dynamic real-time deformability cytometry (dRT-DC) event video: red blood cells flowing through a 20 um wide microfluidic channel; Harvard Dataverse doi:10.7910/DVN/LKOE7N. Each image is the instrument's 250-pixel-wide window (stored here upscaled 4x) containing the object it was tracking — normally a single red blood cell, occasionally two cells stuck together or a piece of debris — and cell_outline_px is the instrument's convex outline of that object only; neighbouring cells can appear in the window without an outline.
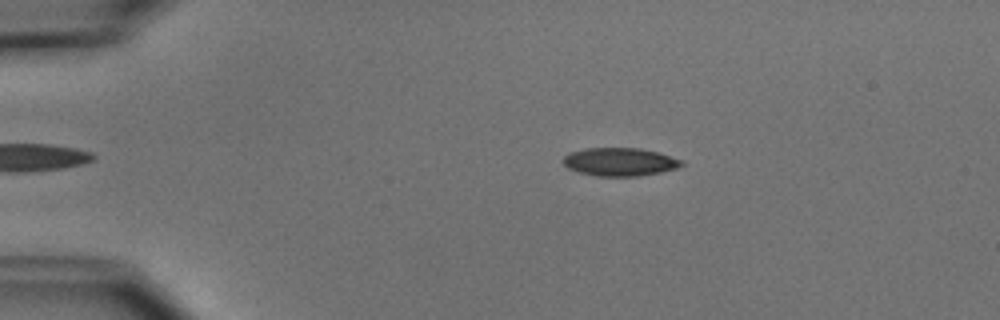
{"species": "common noctule bat (a hibernating species)", "species_latin": "Nyctalus noctula", "temperature_condition": "cold", "stored_images_in_passage": 4, "camera_frame_rate_fps": 3000, "um_per_image_px": 0.085, "animal": {"sex": "male", "body_mass_g": 15.6}, "frame": {"image": 1, "passage_image": 3, "time_ms": 2.333, "image_size_px": [1000, 320], "cell_outline_px": [[684, 164], [676, 168], [660, 172], [640, 176], [596, 176], [580, 172], [568, 168], [560, 160], [564, 156], [572, 152], [588, 148], [640, 148], [660, 152], [684, 160]], "centroid_in_image_um": [52.72, 13.75], "position_along_channel_um": 32.3, "area_um2": 19.54}}